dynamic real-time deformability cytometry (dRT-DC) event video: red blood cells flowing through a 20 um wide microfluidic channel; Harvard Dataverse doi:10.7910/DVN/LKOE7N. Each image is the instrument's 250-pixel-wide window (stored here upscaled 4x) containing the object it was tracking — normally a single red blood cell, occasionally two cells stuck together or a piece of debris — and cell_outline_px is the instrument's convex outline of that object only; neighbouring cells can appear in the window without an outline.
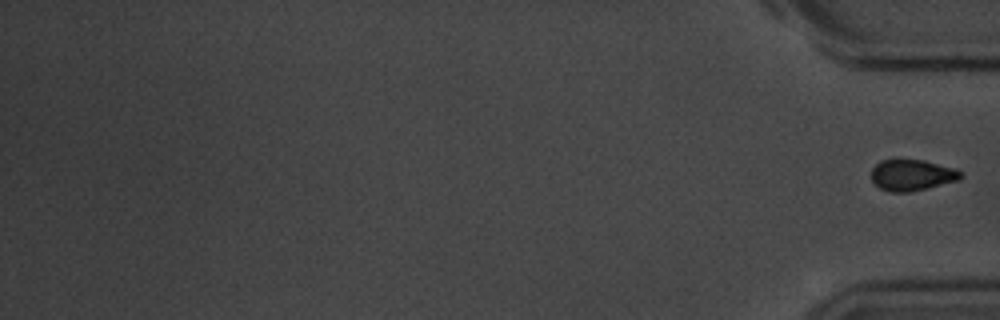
{"species": "common noctule bat (a hibernating species)", "species_latin": "Nyctalus noctula", "temperature_condition": "room temperature", "stored_images_in_passage": 16, "segment_of_instrument_passage": [2, 2], "camera_frame_rate_fps": 3000, "um_per_image_px": 0.085, "animal": {"sex": "male", "body_mass_g": 20.1, "forearm_length_mm": 53.5}, "frame": {"image": 1, "passage_image": 16, "time_ms": 19.333, "image_size_px": [1000, 320], "cell_outline_px": [[964, 176], [960, 180], [928, 188], [908, 192], [892, 192], [880, 188], [872, 180], [872, 168], [880, 160], [896, 156], [924, 160], [956, 168], [964, 172]], "centroid_in_image_um": [77.54, 14.83], "position_along_channel_um": 357.7, "area_um2": 16.99}}